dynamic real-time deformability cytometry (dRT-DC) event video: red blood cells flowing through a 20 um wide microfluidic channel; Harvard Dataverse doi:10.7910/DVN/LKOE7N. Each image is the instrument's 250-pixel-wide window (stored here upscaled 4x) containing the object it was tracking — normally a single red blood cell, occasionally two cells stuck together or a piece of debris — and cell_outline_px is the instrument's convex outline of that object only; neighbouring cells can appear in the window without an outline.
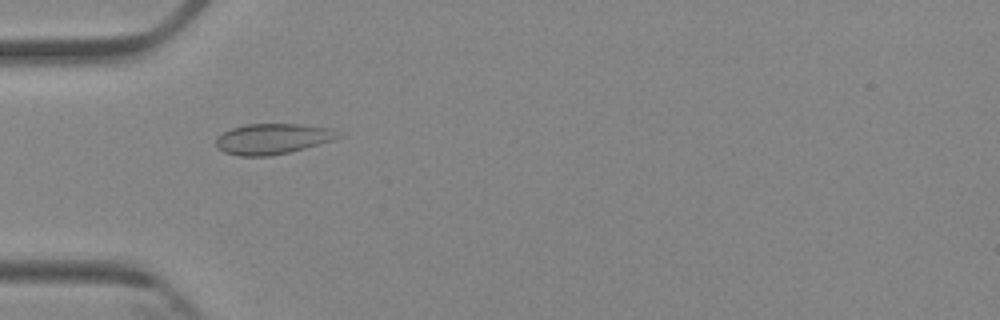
{"species": "Egyptian fruit bat (a non-hibernating species)", "species_latin": "Rousettus aegyptiacus", "temperature_condition": "cold", "stored_images_in_passage": 2, "camera_frame_rate_fps": 3000, "um_per_image_px": 0.085, "animal": {"sex": "female"}, "frame": {"image": 1, "passage_image": 1, "time_ms": 0.0, "image_size_px": [1000, 320], "cell_outline_px": [[344, 136], [332, 140], [304, 148], [272, 156], [240, 156], [224, 152], [216, 148], [216, 140], [224, 132], [232, 128], [248, 124], [300, 124], [332, 128]], "centroid_in_image_um": [23.19, 11.8], "position_along_channel_um": 61.8, "area_um2": 21.68}}
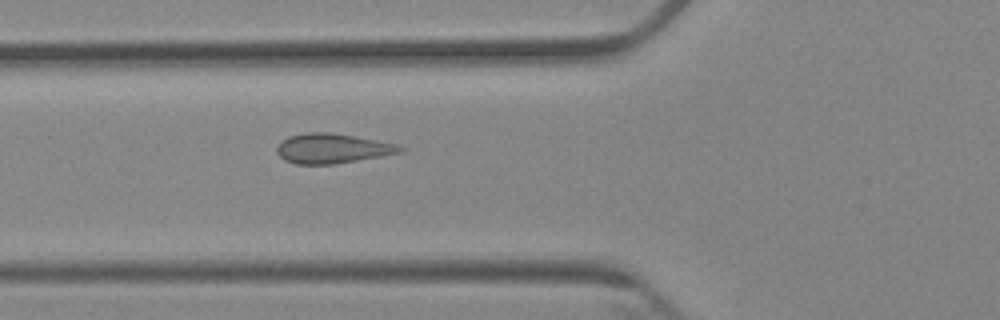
{"frame": {"image": 2, "passage_image": 2, "time_ms": 1.0, "image_size_px": [1000, 320], "cell_outline_px": [[404, 148], [400, 152], [380, 156], [332, 164], [296, 164], [284, 160], [276, 152], [276, 148], [288, 136], [304, 132], [328, 132], [376, 140], [396, 144]], "centroid_in_image_um": [28.19, 12.61], "position_along_channel_um": 97.6, "area_um2": 20.98}}